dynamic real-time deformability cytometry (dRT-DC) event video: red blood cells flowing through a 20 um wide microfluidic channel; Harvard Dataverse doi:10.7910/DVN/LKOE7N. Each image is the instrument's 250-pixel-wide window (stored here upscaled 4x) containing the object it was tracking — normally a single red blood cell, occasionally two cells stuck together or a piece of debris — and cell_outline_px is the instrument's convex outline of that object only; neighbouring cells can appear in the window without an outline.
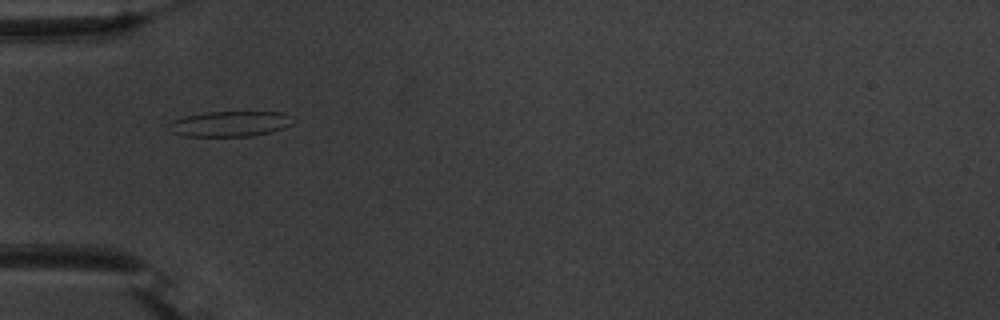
{"species": "common noctule bat (a hibernating species)", "species_latin": "Nyctalus noctula", "temperature_condition": "warm", "stored_images_in_passage": 31, "camera_frame_rate_fps": 3000, "um_per_image_px": 0.085, "animal": {"sex": "male", "body_mass_g": 20.1, "forearm_length_mm": 53.5}, "frame": {"image": 1, "passage_image": 2, "time_ms": 0.333, "image_size_px": [1000, 320], "cell_outline_px": [[296, 120], [292, 124], [284, 128], [268, 132], [248, 136], [184, 136], [172, 132], [168, 124], [172, 120], [204, 112], [284, 112]], "centroid_in_image_um": [19.58, 10.52], "position_along_channel_um": 65.4, "area_um2": 18.26}}
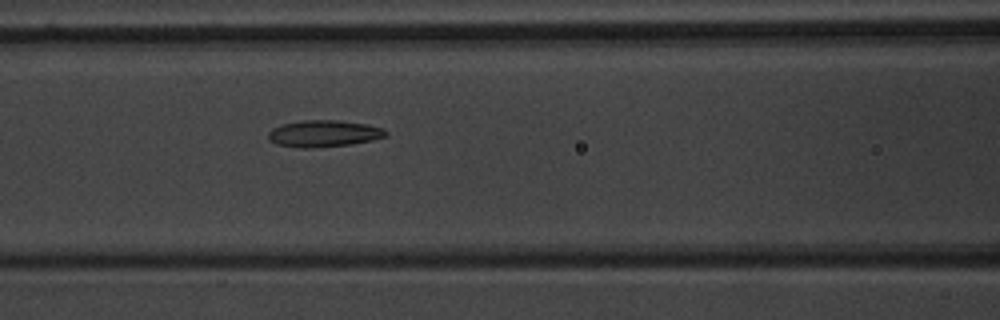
{"frame": {"image": 2, "passage_image": 8, "time_ms": 2.333, "image_size_px": [1000, 320], "cell_outline_px": [[388, 136], [372, 140], [352, 144], [316, 148], [300, 148], [276, 144], [268, 140], [268, 132], [272, 128], [280, 124], [304, 120], [336, 120], [368, 124], [384, 128], [388, 132]], "centroid_in_image_um": [27.52, 11.35], "position_along_channel_um": 139.1, "area_um2": 18.61}}
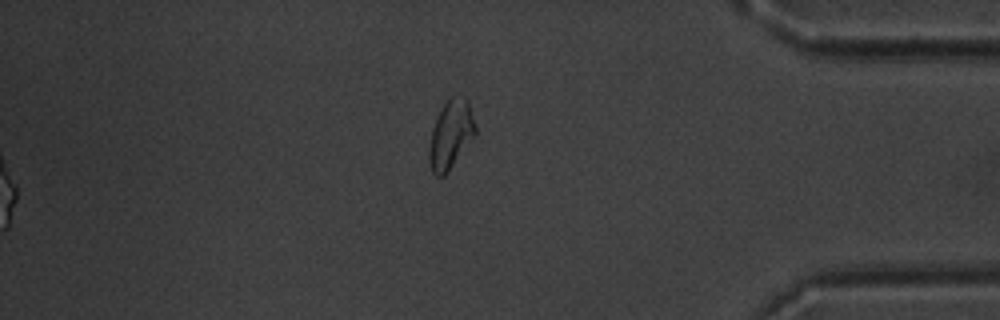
{"frame": {"image": 3, "passage_image": 31, "time_ms": 10.0, "image_size_px": [1000, 320], "cell_outline_px": [[476, 132], [444, 176], [436, 176], [432, 172], [428, 160], [428, 148], [432, 128], [440, 108], [452, 96], [468, 100], [476, 128]], "centroid_in_image_um": [38.27, 11.44], "position_along_channel_um": 396.9, "area_um2": 18.03}, "authors_computed_cell_mechanics": {"area_um2": 17.6868, "velocity_mm_per_s": 3.7162, "shape_relaxation_time_tau1_ms": 6.4277, "shape_relaxation_time_tau2_ms": 6.8432, "deformation_change_tau1": 0.1619, "deformation_change_tau2": 0.1551}}